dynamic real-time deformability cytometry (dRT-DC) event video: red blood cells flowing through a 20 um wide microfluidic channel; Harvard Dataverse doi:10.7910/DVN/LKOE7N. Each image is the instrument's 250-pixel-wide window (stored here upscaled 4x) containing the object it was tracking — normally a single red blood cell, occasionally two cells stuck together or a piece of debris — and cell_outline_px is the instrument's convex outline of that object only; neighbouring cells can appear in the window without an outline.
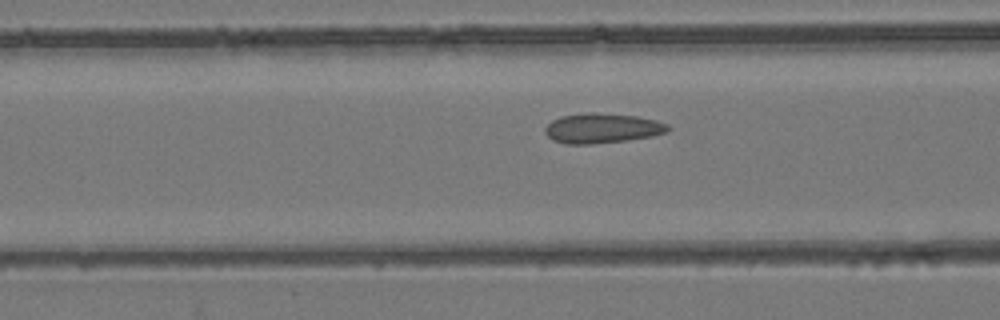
{"species": "common noctule bat (a hibernating species)", "species_latin": "Nyctalus noctula", "temperature_condition": "room temperature", "stored_images_in_passage": 46, "camera_frame_rate_fps": 3000, "um_per_image_px": 0.085, "animal": {"sex": "female", "body_mass_g": 24.6, "forearm_length_mm": 56.2}, "frame": {"image": 1, "passage_image": 17, "time_ms": 5.333, "image_size_px": [1000, 320], "cell_outline_px": [[672, 128], [668, 132], [652, 136], [628, 140], [592, 144], [564, 144], [552, 140], [544, 132], [544, 128], [552, 120], [560, 116], [588, 112], [592, 112], [636, 116], [656, 120], [668, 124]], "centroid_in_image_um": [51.18, 10.9], "position_along_channel_um": 115.4, "area_um2": 21.62}}
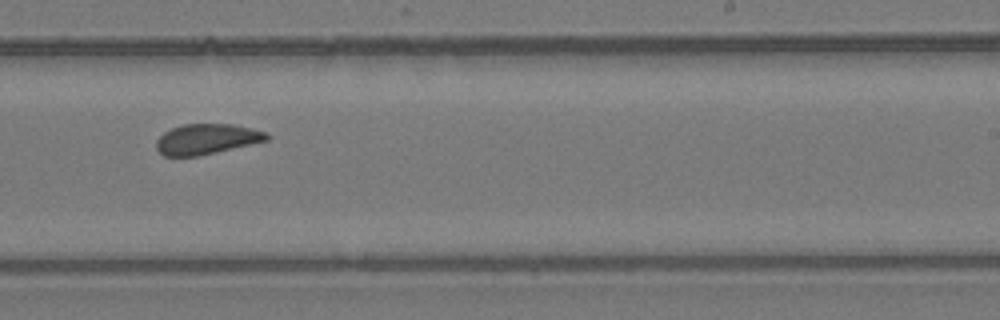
{"frame": {"image": 2, "passage_image": 29, "time_ms": 9.333, "image_size_px": [1000, 320], "cell_outline_px": [[272, 136], [268, 140], [216, 152], [196, 156], [164, 156], [156, 148], [156, 140], [164, 132], [172, 128], [184, 124], [232, 124], [268, 132]], "centroid_in_image_um": [17.58, 11.82], "position_along_channel_um": 271.4, "area_um2": 19.48}}
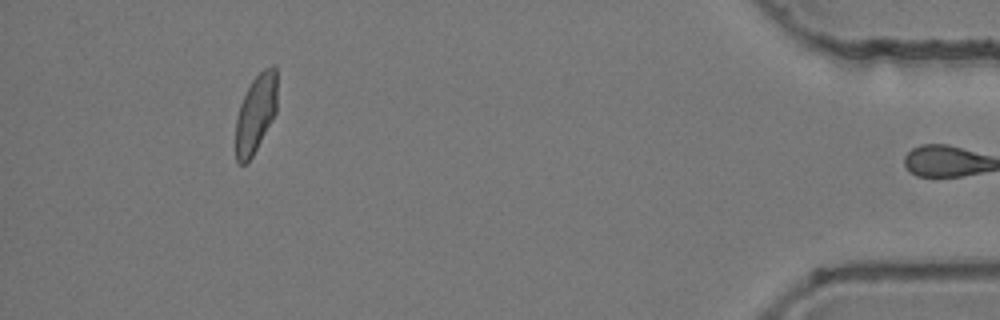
{"frame": {"image": 3, "passage_image": 45, "time_ms": 14.667, "image_size_px": [1000, 320], "cell_outline_px": [[276, 112], [272, 120], [252, 156], [244, 164], [240, 164], [236, 160], [236, 116], [240, 104], [252, 80], [264, 68], [272, 64], [276, 68]], "centroid_in_image_um": [21.73, 9.63], "position_along_channel_um": 413.5, "area_um2": 18.67}, "authors_computed_cell_mechanics": {"area_um2": 20.3745, "velocity_mm_per_s": 3.9079, "shape_relaxation_time_tau1_ms": null, "shape_relaxation_time_tau2_ms": 1.493, "deformation_change_tau1": null, "deformation_change_tau2": 0.0579}}